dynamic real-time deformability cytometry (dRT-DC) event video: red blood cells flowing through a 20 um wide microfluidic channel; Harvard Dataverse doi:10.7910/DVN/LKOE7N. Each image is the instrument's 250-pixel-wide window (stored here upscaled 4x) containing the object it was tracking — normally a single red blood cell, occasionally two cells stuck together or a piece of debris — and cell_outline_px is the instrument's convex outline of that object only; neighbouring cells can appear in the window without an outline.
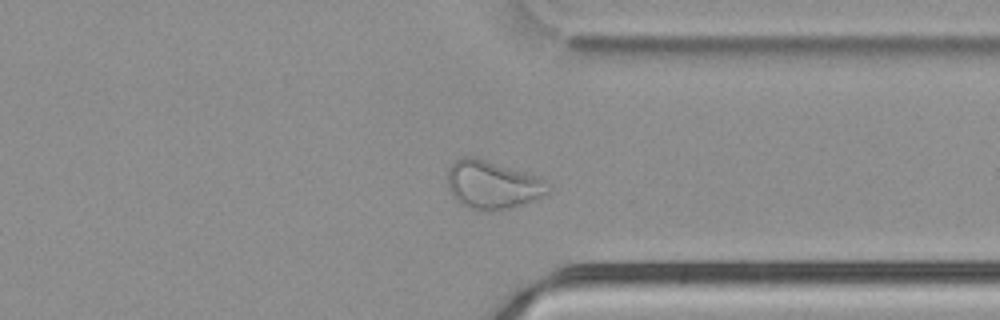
{"species": "common noctule bat (a hibernating species)", "species_latin": "Nyctalus noctula", "temperature_condition": "cold", "stored_images_in_passage": 50, "segment_of_instrument_passage": [1, 2], "camera_frame_rate_fps": 3000, "um_per_image_px": 0.085, "animal": {"sex": "male", "body_mass_g": 21.5, "forearm_length_mm": 52.0}, "frame": {"image": 1, "passage_image": 37, "time_ms": 12.0, "image_size_px": [1000, 320], "cell_outline_px": [[552, 188], [544, 196], [536, 200], [512, 208], [492, 212], [480, 212], [468, 208], [460, 204], [452, 196], [448, 188], [448, 168], [456, 160], [464, 156], [476, 156], [536, 176], [544, 180]], "centroid_in_image_um": [41.85, 15.74], "position_along_channel_um": 369.5, "area_um2": 28.84}}
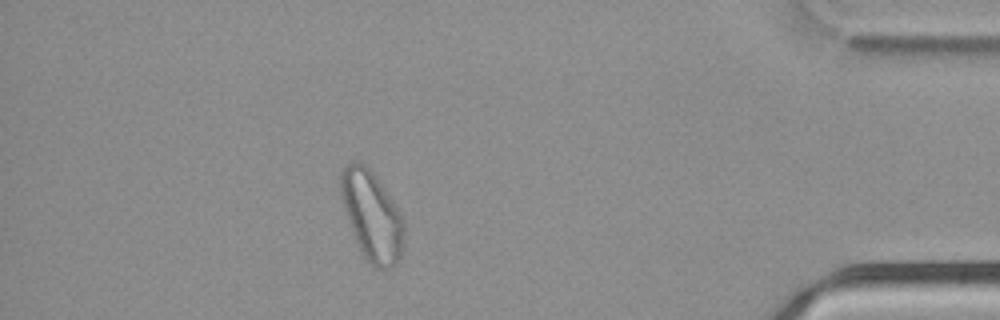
{"frame": {"image": 2, "passage_image": 43, "time_ms": 14.0, "image_size_px": [1000, 320], "cell_outline_px": [[404, 232], [400, 256], [396, 264], [388, 268], [376, 268], [360, 252], [356, 244], [340, 196], [340, 172], [352, 160], [360, 160], [372, 172], [396, 208], [404, 224]], "centroid_in_image_um": [31.56, 18.34], "position_along_channel_um": 403.6, "area_um2": 32.37}}